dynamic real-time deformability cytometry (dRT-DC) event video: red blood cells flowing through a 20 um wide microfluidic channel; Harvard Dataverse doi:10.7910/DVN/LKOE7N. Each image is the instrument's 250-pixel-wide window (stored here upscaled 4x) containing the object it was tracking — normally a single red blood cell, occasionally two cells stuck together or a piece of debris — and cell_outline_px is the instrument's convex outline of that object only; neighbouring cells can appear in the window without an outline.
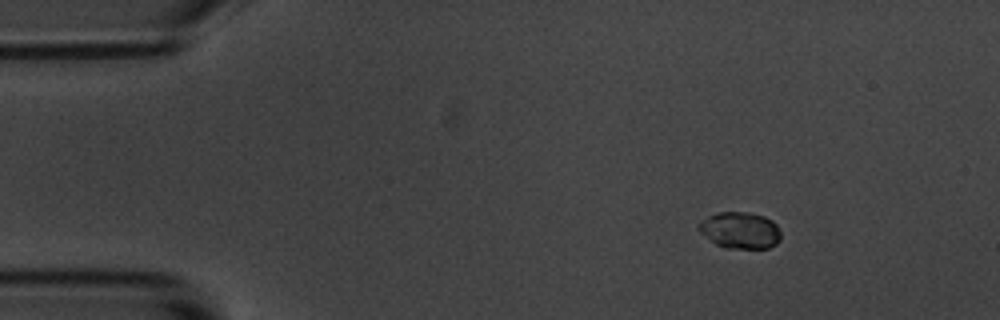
{"species": "common noctule bat (a hibernating species)", "species_latin": "Nyctalus noctula", "temperature_condition": "room temperature", "stored_images_in_passage": 5, "camera_frame_rate_fps": 3000, "um_per_image_px": 0.085, "animal": {"sex": "male", "body_mass_g": 20.1, "forearm_length_mm": 53.5}, "frame": {"image": 1, "passage_image": 3, "time_ms": 2.333, "image_size_px": [1000, 320], "cell_outline_px": [[780, 240], [776, 244], [768, 248], [728, 248], [716, 244], [700, 232], [696, 228], [696, 224], [708, 216], [720, 212], [748, 212], [764, 216], [772, 220], [776, 224], [780, 232]], "centroid_in_image_um": [62.9, 19.57], "position_along_channel_um": 22.1, "area_um2": 17.51}}
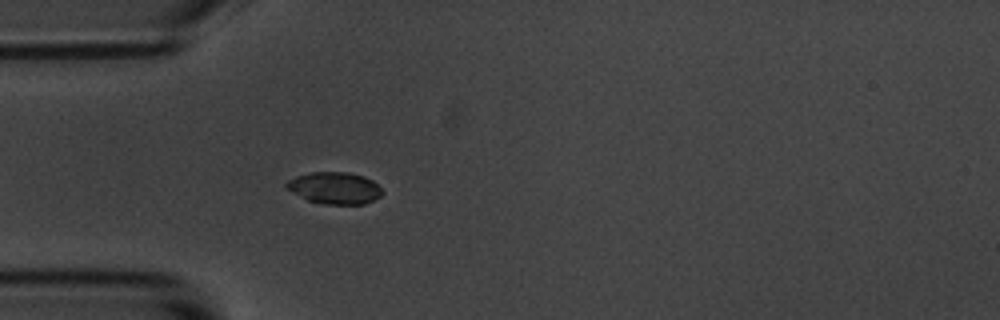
{"frame": {"image": 2, "passage_image": 5, "time_ms": 5.333, "image_size_px": [1000, 320], "cell_outline_px": [[384, 192], [380, 196], [364, 204], [324, 204], [308, 200], [284, 188], [284, 184], [288, 180], [296, 176], [312, 172], [348, 172], [364, 176], [372, 180]], "centroid_in_image_um": [28.42, 15.97], "position_along_channel_um": 56.6, "area_um2": 17.74}}